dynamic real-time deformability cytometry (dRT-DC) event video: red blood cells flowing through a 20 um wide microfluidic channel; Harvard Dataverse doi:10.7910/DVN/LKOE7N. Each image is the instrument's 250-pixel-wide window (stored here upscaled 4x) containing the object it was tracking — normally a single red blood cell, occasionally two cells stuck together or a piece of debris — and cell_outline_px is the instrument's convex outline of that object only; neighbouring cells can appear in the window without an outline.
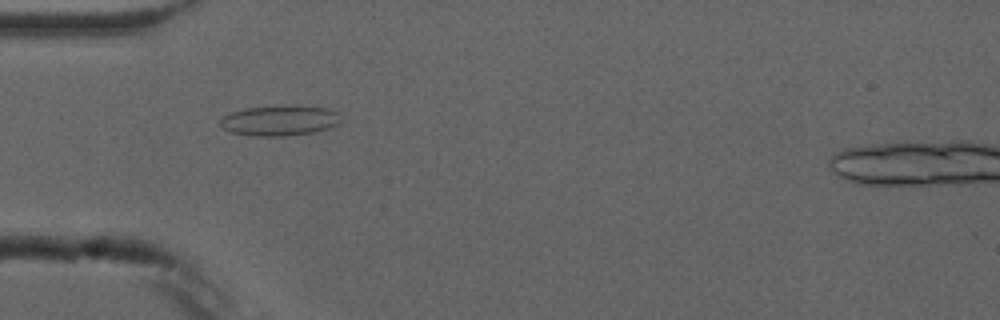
{"species": "common noctule bat (a hibernating species)", "species_latin": "Nyctalus noctula", "temperature_condition": "cold", "stored_images_in_passage": 7, "camera_frame_rate_fps": 3000, "um_per_image_px": 0.085, "animal": {"sex": "male", "forearm_length_mm": 52.5}, "frame": {"image": 1, "passage_image": 3, "time_ms": 2.333, "image_size_px": [1000, 320], "cell_outline_px": [[340, 124], [328, 128], [312, 132], [280, 136], [256, 136], [232, 132], [224, 128], [220, 124], [220, 120], [224, 116], [232, 112], [248, 108], [288, 104], [328, 108], [336, 112], [340, 120]], "centroid_in_image_um": [23.79, 10.22], "position_along_channel_um": 61.2, "area_um2": 21.21}}
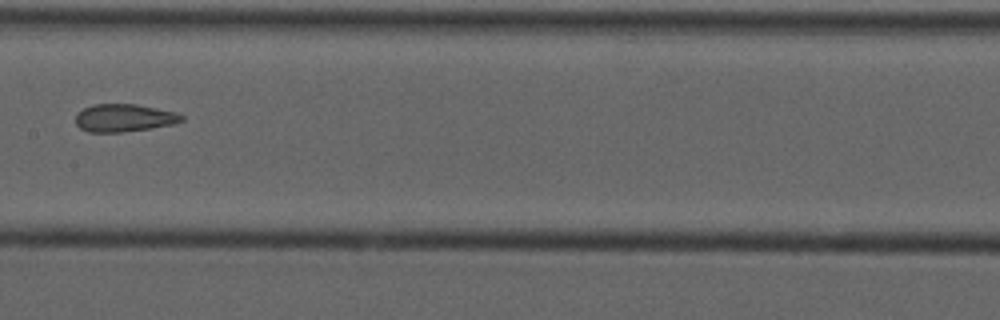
{"frame": {"image": 2, "passage_image": 6, "time_ms": 6.0, "image_size_px": [1000, 320], "cell_outline_px": [[184, 120], [172, 124], [148, 128], [120, 132], [88, 132], [80, 128], [76, 124], [76, 116], [84, 108], [92, 104], [136, 104], [176, 112], [184, 116]], "centroid_in_image_um": [10.54, 10.01], "position_along_channel_um": 196.9, "area_um2": 16.94}}
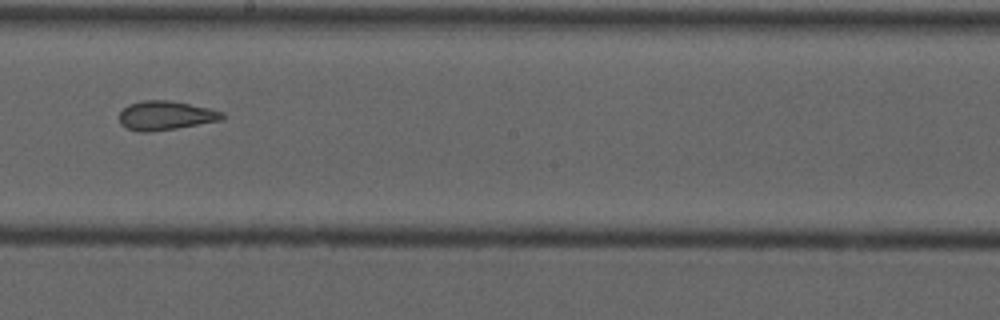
{"frame": {"image": 3, "passage_image": 7, "time_ms": 7.0, "image_size_px": [1000, 320], "cell_outline_px": [[224, 120], [176, 128], [148, 132], [140, 132], [124, 128], [120, 124], [120, 112], [128, 104], [140, 100], [168, 100], [208, 108], [224, 112]], "centroid_in_image_um": [14.06, 9.82], "position_along_channel_um": 234.1, "area_um2": 17.51}}